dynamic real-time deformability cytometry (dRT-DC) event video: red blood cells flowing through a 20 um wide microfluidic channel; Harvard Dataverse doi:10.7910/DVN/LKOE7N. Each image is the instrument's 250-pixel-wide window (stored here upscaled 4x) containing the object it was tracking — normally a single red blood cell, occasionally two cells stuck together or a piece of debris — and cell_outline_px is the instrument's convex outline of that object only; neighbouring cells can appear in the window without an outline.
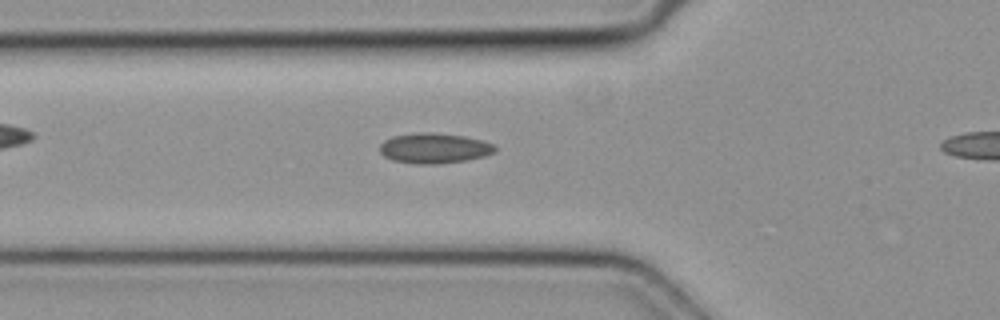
{"species": "common noctule bat (a hibernating species)", "species_latin": "Nyctalus noctula", "temperature_condition": "cold", "stored_images_in_passage": 39, "camera_frame_rate_fps": 3000, "um_per_image_px": 0.085, "animal": {"sex": "female", "body_mass_g": 19.3, "forearm_length_mm": 54.1}, "frame": {"image": 1, "passage_image": 15, "time_ms": 4.667, "image_size_px": [1000, 320], "cell_outline_px": [[496, 152], [484, 156], [464, 160], [436, 164], [416, 164], [392, 160], [384, 156], [380, 152], [380, 144], [384, 140], [392, 136], [420, 132], [432, 132], [464, 136], [480, 140], [492, 144], [496, 148]], "centroid_in_image_um": [36.87, 12.59], "position_along_channel_um": 88.9, "area_um2": 20.23}}
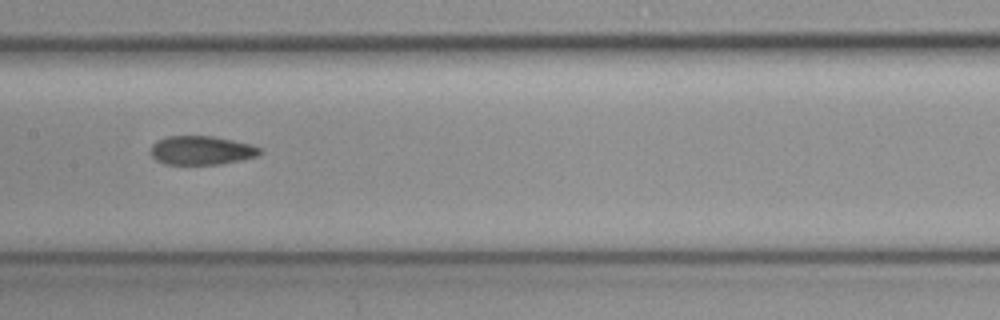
{"frame": {"image": 2, "passage_image": 22, "time_ms": 7.0, "image_size_px": [1000, 320], "cell_outline_px": [[260, 152], [256, 156], [240, 160], [220, 164], [164, 164], [156, 160], [148, 152], [152, 144], [156, 140], [168, 136], [212, 136], [252, 144], [260, 148]], "centroid_in_image_um": [17.06, 12.77], "position_along_channel_um": 190.3, "area_um2": 18.38}}
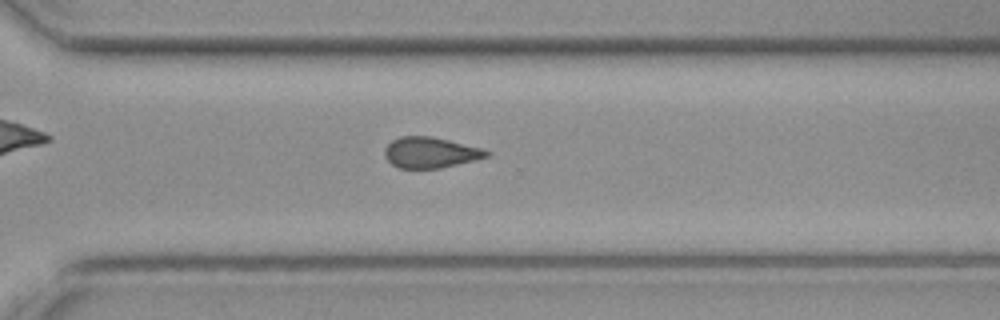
{"frame": {"image": 3, "passage_image": 32, "time_ms": 10.333, "image_size_px": [1000, 320], "cell_outline_px": [[492, 152], [488, 156], [476, 160], [440, 168], [396, 168], [384, 156], [384, 148], [392, 140], [400, 136], [432, 136], [484, 148]], "centroid_in_image_um": [36.6, 12.96], "position_along_channel_um": 334.0, "area_um2": 18.5}}